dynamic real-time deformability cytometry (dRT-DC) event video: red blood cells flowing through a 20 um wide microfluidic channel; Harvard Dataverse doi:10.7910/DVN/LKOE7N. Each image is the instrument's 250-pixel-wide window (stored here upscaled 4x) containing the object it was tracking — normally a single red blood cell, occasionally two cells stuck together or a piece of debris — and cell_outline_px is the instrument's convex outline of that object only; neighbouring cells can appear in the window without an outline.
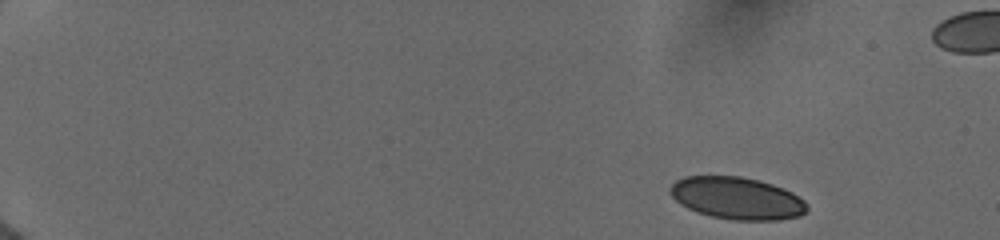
{"species": "human", "species_latin": "Homo sapiens", "temperature_condition": "cold", "stored_images_in_passage": 10, "camera_frame_rate_fps": 3000, "um_per_image_px": 0.085, "donor": {"sex": "female"}, "frame": {"image": 1, "passage_image": 1, "time_ms": 0.0, "image_size_px": [1000, 240], "cell_outline_px": [[808, 212], [800, 216], [780, 220], [732, 220], [712, 216], [688, 208], [680, 204], [668, 192], [668, 188], [676, 180], [684, 176], [740, 176], [760, 180], [784, 188], [792, 192], [804, 200], [808, 204]], "centroid_in_image_um": [62.67, 16.84], "position_along_channel_um": 22.3, "area_um2": 33.93}}
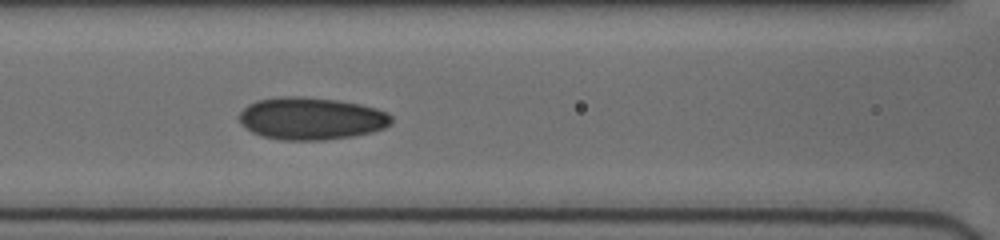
{"frame": {"image": 2, "passage_image": 9, "time_ms": 6.667, "image_size_px": [1000, 240], "cell_outline_px": [[392, 120], [384, 128], [372, 132], [352, 136], [324, 140], [280, 140], [260, 136], [244, 128], [240, 124], [236, 116], [248, 104], [256, 100], [280, 96], [300, 96], [336, 100], [360, 104], [376, 108], [388, 112], [392, 116]], "centroid_in_image_um": [26.39, 10.07], "position_along_channel_um": 140.2, "area_um2": 37.97}}
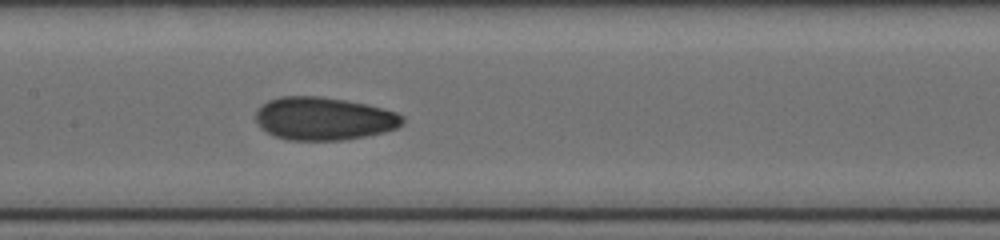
{"frame": {"image": 3, "passage_image": 10, "time_ms": 7.667, "image_size_px": [1000, 240], "cell_outline_px": [[404, 124], [396, 128], [384, 132], [344, 140], [288, 140], [276, 136], [260, 128], [256, 120], [256, 112], [268, 100], [280, 96], [320, 96], [344, 100], [364, 104], [396, 112], [404, 116]], "centroid_in_image_um": [27.52, 10.08], "position_along_channel_um": 179.9, "area_um2": 36.59}}